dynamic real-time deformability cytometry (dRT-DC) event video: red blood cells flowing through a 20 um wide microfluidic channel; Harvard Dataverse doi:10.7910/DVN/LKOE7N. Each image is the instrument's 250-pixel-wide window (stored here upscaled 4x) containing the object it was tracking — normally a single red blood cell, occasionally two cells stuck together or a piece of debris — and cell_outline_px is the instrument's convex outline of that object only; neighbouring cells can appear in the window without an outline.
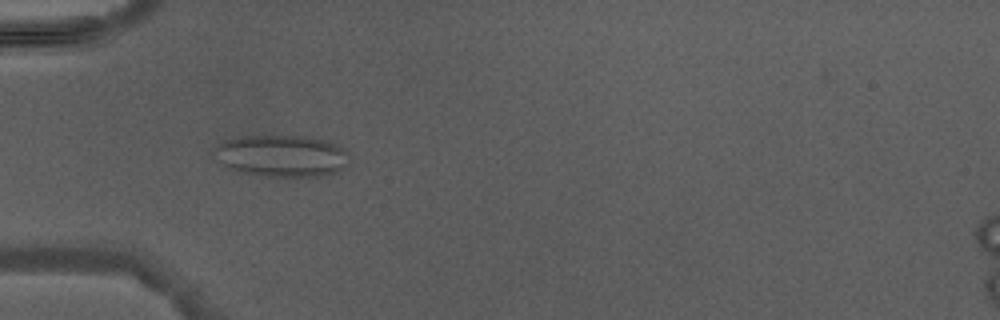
{"species": "Egyptian fruit bat (a non-hibernating species)", "species_latin": "Rousettus aegyptiacus", "temperature_condition": "warm", "stored_images_in_passage": 4, "camera_frame_rate_fps": 3000, "um_per_image_px": 0.085, "animal": {"sex": "male"}, "frame": {"image": 1, "passage_image": 4, "time_ms": 3.667, "image_size_px": [1000, 320], "cell_outline_px": [[348, 168], [336, 172], [320, 176], [260, 176], [224, 168], [216, 160], [212, 152], [212, 148], [216, 144], [224, 140], [244, 136], [312, 136], [328, 140], [344, 148], [348, 152]], "centroid_in_image_um": [23.92, 13.24], "position_along_channel_um": 61.1, "area_um2": 33.76}}